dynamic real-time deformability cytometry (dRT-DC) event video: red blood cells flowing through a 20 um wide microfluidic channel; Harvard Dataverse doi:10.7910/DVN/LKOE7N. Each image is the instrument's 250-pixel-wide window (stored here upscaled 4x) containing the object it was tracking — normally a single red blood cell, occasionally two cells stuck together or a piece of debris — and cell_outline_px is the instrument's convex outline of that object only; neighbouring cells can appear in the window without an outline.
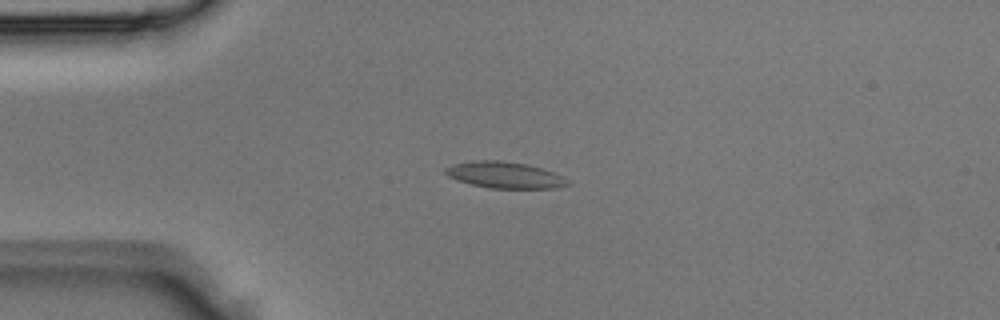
{"species": "Egyptian fruit bat (a non-hibernating species)", "species_latin": "Rousettus aegyptiacus", "temperature_condition": "room temperature", "stored_images_in_passage": 3, "camera_frame_rate_fps": 3000, "um_per_image_px": 0.085, "animal": {"sex": "male"}, "frame": {"image": 1, "passage_image": 3, "time_ms": 0.667, "image_size_px": [1000, 320], "cell_outline_px": [[572, 184], [556, 188], [492, 188], [472, 184], [456, 180], [448, 176], [444, 172], [444, 168], [456, 164], [476, 160], [500, 160], [528, 164], [564, 176]], "centroid_in_image_um": [42.93, 14.87], "position_along_channel_um": 42.1, "area_um2": 18.73}}